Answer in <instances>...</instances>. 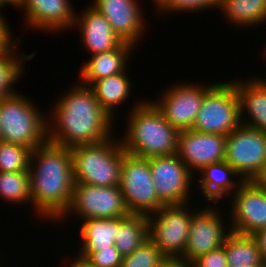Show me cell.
I'll return each mask as SVG.
<instances>
[{"label":"cell","mask_w":266,"mask_h":267,"mask_svg":"<svg viewBox=\"0 0 266 267\" xmlns=\"http://www.w3.org/2000/svg\"><path fill=\"white\" fill-rule=\"evenodd\" d=\"M122 255L115 245L92 252L87 259L96 267H120Z\"/></svg>","instance_id":"1f68e13d"},{"label":"cell","mask_w":266,"mask_h":267,"mask_svg":"<svg viewBox=\"0 0 266 267\" xmlns=\"http://www.w3.org/2000/svg\"><path fill=\"white\" fill-rule=\"evenodd\" d=\"M34 161L38 163L35 166ZM29 180L31 203L34 212L39 213L37 216L60 219L73 198L75 182L71 149L48 140L36 147L30 157Z\"/></svg>","instance_id":"7a4b0ae2"},{"label":"cell","mask_w":266,"mask_h":267,"mask_svg":"<svg viewBox=\"0 0 266 267\" xmlns=\"http://www.w3.org/2000/svg\"><path fill=\"white\" fill-rule=\"evenodd\" d=\"M18 93L0 98L1 141L34 150L48 140V117Z\"/></svg>","instance_id":"5b68a950"},{"label":"cell","mask_w":266,"mask_h":267,"mask_svg":"<svg viewBox=\"0 0 266 267\" xmlns=\"http://www.w3.org/2000/svg\"><path fill=\"white\" fill-rule=\"evenodd\" d=\"M260 250L263 263L266 265V228L256 231L251 235Z\"/></svg>","instance_id":"e575fe53"},{"label":"cell","mask_w":266,"mask_h":267,"mask_svg":"<svg viewBox=\"0 0 266 267\" xmlns=\"http://www.w3.org/2000/svg\"><path fill=\"white\" fill-rule=\"evenodd\" d=\"M75 212L80 220L110 219L127 216L128 212L119 186L74 184L73 198L66 213Z\"/></svg>","instance_id":"9c48e42d"},{"label":"cell","mask_w":266,"mask_h":267,"mask_svg":"<svg viewBox=\"0 0 266 267\" xmlns=\"http://www.w3.org/2000/svg\"><path fill=\"white\" fill-rule=\"evenodd\" d=\"M225 149V135L191 129L179 131L177 154L191 172H199L205 166L224 161Z\"/></svg>","instance_id":"9a60e30c"},{"label":"cell","mask_w":266,"mask_h":267,"mask_svg":"<svg viewBox=\"0 0 266 267\" xmlns=\"http://www.w3.org/2000/svg\"><path fill=\"white\" fill-rule=\"evenodd\" d=\"M73 177L75 184L119 186L122 157L125 150L121 140L73 146Z\"/></svg>","instance_id":"277c9868"},{"label":"cell","mask_w":266,"mask_h":267,"mask_svg":"<svg viewBox=\"0 0 266 267\" xmlns=\"http://www.w3.org/2000/svg\"><path fill=\"white\" fill-rule=\"evenodd\" d=\"M170 0H153L154 4L157 5L160 11Z\"/></svg>","instance_id":"f35d334b"},{"label":"cell","mask_w":266,"mask_h":267,"mask_svg":"<svg viewBox=\"0 0 266 267\" xmlns=\"http://www.w3.org/2000/svg\"><path fill=\"white\" fill-rule=\"evenodd\" d=\"M119 187L130 214L151 215L164 204L159 200L148 158L124 153Z\"/></svg>","instance_id":"52a82bcc"},{"label":"cell","mask_w":266,"mask_h":267,"mask_svg":"<svg viewBox=\"0 0 266 267\" xmlns=\"http://www.w3.org/2000/svg\"><path fill=\"white\" fill-rule=\"evenodd\" d=\"M220 9L227 20L238 27L266 21V0H221Z\"/></svg>","instance_id":"484cf974"},{"label":"cell","mask_w":266,"mask_h":267,"mask_svg":"<svg viewBox=\"0 0 266 267\" xmlns=\"http://www.w3.org/2000/svg\"><path fill=\"white\" fill-rule=\"evenodd\" d=\"M124 72L94 81L89 87L101 107L113 118V111L131 94V80ZM119 104V105H118Z\"/></svg>","instance_id":"603a6c76"},{"label":"cell","mask_w":266,"mask_h":267,"mask_svg":"<svg viewBox=\"0 0 266 267\" xmlns=\"http://www.w3.org/2000/svg\"><path fill=\"white\" fill-rule=\"evenodd\" d=\"M234 84L239 97L241 124L266 132V83L263 79L252 78L245 83L236 81ZM244 110L249 114L248 118L251 116L249 121L244 119Z\"/></svg>","instance_id":"d6986e66"},{"label":"cell","mask_w":266,"mask_h":267,"mask_svg":"<svg viewBox=\"0 0 266 267\" xmlns=\"http://www.w3.org/2000/svg\"><path fill=\"white\" fill-rule=\"evenodd\" d=\"M13 5V0H0V9L4 7L5 5ZM1 14V12H0Z\"/></svg>","instance_id":"ab89813d"},{"label":"cell","mask_w":266,"mask_h":267,"mask_svg":"<svg viewBox=\"0 0 266 267\" xmlns=\"http://www.w3.org/2000/svg\"><path fill=\"white\" fill-rule=\"evenodd\" d=\"M13 6L24 8L29 27L48 32L74 27L77 16L69 0H13Z\"/></svg>","instance_id":"e0dca14e"},{"label":"cell","mask_w":266,"mask_h":267,"mask_svg":"<svg viewBox=\"0 0 266 267\" xmlns=\"http://www.w3.org/2000/svg\"><path fill=\"white\" fill-rule=\"evenodd\" d=\"M212 86V84L205 87L194 83L189 85L178 83L168 88L161 100L151 102L178 131L190 130L196 120L203 97Z\"/></svg>","instance_id":"7c38bea8"},{"label":"cell","mask_w":266,"mask_h":267,"mask_svg":"<svg viewBox=\"0 0 266 267\" xmlns=\"http://www.w3.org/2000/svg\"><path fill=\"white\" fill-rule=\"evenodd\" d=\"M114 245L122 256L131 254L147 239L148 216L142 214H129L120 217V226L116 233Z\"/></svg>","instance_id":"d4e9b609"},{"label":"cell","mask_w":266,"mask_h":267,"mask_svg":"<svg viewBox=\"0 0 266 267\" xmlns=\"http://www.w3.org/2000/svg\"><path fill=\"white\" fill-rule=\"evenodd\" d=\"M133 47L136 46L124 42L117 49L96 53L88 62L84 61L79 74L84 82L83 85L90 86L94 81L124 72Z\"/></svg>","instance_id":"ffe728a7"},{"label":"cell","mask_w":266,"mask_h":267,"mask_svg":"<svg viewBox=\"0 0 266 267\" xmlns=\"http://www.w3.org/2000/svg\"><path fill=\"white\" fill-rule=\"evenodd\" d=\"M78 84L55 102L52 116L49 114L50 120L47 119L48 141L69 148L102 142L113 132L114 119L89 86Z\"/></svg>","instance_id":"6da1fadb"},{"label":"cell","mask_w":266,"mask_h":267,"mask_svg":"<svg viewBox=\"0 0 266 267\" xmlns=\"http://www.w3.org/2000/svg\"><path fill=\"white\" fill-rule=\"evenodd\" d=\"M149 164L158 198L164 205L189 203L194 175L177 153L149 158Z\"/></svg>","instance_id":"8fae6325"},{"label":"cell","mask_w":266,"mask_h":267,"mask_svg":"<svg viewBox=\"0 0 266 267\" xmlns=\"http://www.w3.org/2000/svg\"><path fill=\"white\" fill-rule=\"evenodd\" d=\"M14 50L13 48L10 52L0 54V98L17 93V91L13 90L11 87L13 84H16L21 74L23 76V70L25 69L22 66V62L26 59L29 60L33 58L36 54V52H33L29 56L21 54V56L18 55V57L15 56L17 52Z\"/></svg>","instance_id":"83f0119b"},{"label":"cell","mask_w":266,"mask_h":267,"mask_svg":"<svg viewBox=\"0 0 266 267\" xmlns=\"http://www.w3.org/2000/svg\"><path fill=\"white\" fill-rule=\"evenodd\" d=\"M207 207L199 212L196 210L192 215L186 248L182 256L191 263L207 252L222 246L231 232L230 228L227 230L223 225L218 209L214 206Z\"/></svg>","instance_id":"5bb4252c"},{"label":"cell","mask_w":266,"mask_h":267,"mask_svg":"<svg viewBox=\"0 0 266 267\" xmlns=\"http://www.w3.org/2000/svg\"><path fill=\"white\" fill-rule=\"evenodd\" d=\"M166 256L158 247L147 239L140 247L131 254L122 257L120 267H160Z\"/></svg>","instance_id":"f546056e"},{"label":"cell","mask_w":266,"mask_h":267,"mask_svg":"<svg viewBox=\"0 0 266 267\" xmlns=\"http://www.w3.org/2000/svg\"><path fill=\"white\" fill-rule=\"evenodd\" d=\"M80 229L79 255L87 258L92 252L114 245L120 226V217L110 219H84Z\"/></svg>","instance_id":"44dd1931"},{"label":"cell","mask_w":266,"mask_h":267,"mask_svg":"<svg viewBox=\"0 0 266 267\" xmlns=\"http://www.w3.org/2000/svg\"><path fill=\"white\" fill-rule=\"evenodd\" d=\"M192 264L182 257H166L160 267H191Z\"/></svg>","instance_id":"d590c367"},{"label":"cell","mask_w":266,"mask_h":267,"mask_svg":"<svg viewBox=\"0 0 266 267\" xmlns=\"http://www.w3.org/2000/svg\"><path fill=\"white\" fill-rule=\"evenodd\" d=\"M214 6L220 8L221 0H170L159 12H185L186 10V12L197 10L199 12V9L202 11V9L205 10V8H213Z\"/></svg>","instance_id":"4dcf8cb0"},{"label":"cell","mask_w":266,"mask_h":267,"mask_svg":"<svg viewBox=\"0 0 266 267\" xmlns=\"http://www.w3.org/2000/svg\"><path fill=\"white\" fill-rule=\"evenodd\" d=\"M223 246L228 267L266 266L257 243L251 235L230 232Z\"/></svg>","instance_id":"cb8c5ba5"},{"label":"cell","mask_w":266,"mask_h":267,"mask_svg":"<svg viewBox=\"0 0 266 267\" xmlns=\"http://www.w3.org/2000/svg\"><path fill=\"white\" fill-rule=\"evenodd\" d=\"M257 188L266 190V163L250 180Z\"/></svg>","instance_id":"8d00e7d4"},{"label":"cell","mask_w":266,"mask_h":267,"mask_svg":"<svg viewBox=\"0 0 266 267\" xmlns=\"http://www.w3.org/2000/svg\"><path fill=\"white\" fill-rule=\"evenodd\" d=\"M195 267H228L224 246L211 250L193 262Z\"/></svg>","instance_id":"d6a6232c"},{"label":"cell","mask_w":266,"mask_h":267,"mask_svg":"<svg viewBox=\"0 0 266 267\" xmlns=\"http://www.w3.org/2000/svg\"><path fill=\"white\" fill-rule=\"evenodd\" d=\"M230 219L231 232L252 235L266 228V190L257 188L251 181H243L233 192Z\"/></svg>","instance_id":"4fadbf2b"},{"label":"cell","mask_w":266,"mask_h":267,"mask_svg":"<svg viewBox=\"0 0 266 267\" xmlns=\"http://www.w3.org/2000/svg\"><path fill=\"white\" fill-rule=\"evenodd\" d=\"M0 196L7 202H31L29 171L0 172Z\"/></svg>","instance_id":"4316f807"},{"label":"cell","mask_w":266,"mask_h":267,"mask_svg":"<svg viewBox=\"0 0 266 267\" xmlns=\"http://www.w3.org/2000/svg\"><path fill=\"white\" fill-rule=\"evenodd\" d=\"M199 172L202 173L199 180L201 195L203 194L209 201H220L225 195L231 194L230 190L235 189L234 191H236L244 181L242 178L239 179L238 183L232 180L233 176L235 178V175L239 176V174L225 160L205 166ZM236 183L238 185L235 187Z\"/></svg>","instance_id":"7402d4cb"},{"label":"cell","mask_w":266,"mask_h":267,"mask_svg":"<svg viewBox=\"0 0 266 267\" xmlns=\"http://www.w3.org/2000/svg\"><path fill=\"white\" fill-rule=\"evenodd\" d=\"M9 29L4 17L0 14V54L10 52L17 45L16 41H13L12 33ZM12 42H15V45Z\"/></svg>","instance_id":"836d02e7"},{"label":"cell","mask_w":266,"mask_h":267,"mask_svg":"<svg viewBox=\"0 0 266 267\" xmlns=\"http://www.w3.org/2000/svg\"><path fill=\"white\" fill-rule=\"evenodd\" d=\"M212 84L191 130L227 136L241 124L237 89L232 81Z\"/></svg>","instance_id":"8992f818"},{"label":"cell","mask_w":266,"mask_h":267,"mask_svg":"<svg viewBox=\"0 0 266 267\" xmlns=\"http://www.w3.org/2000/svg\"><path fill=\"white\" fill-rule=\"evenodd\" d=\"M89 6L74 20V26H79L84 48L91 55L119 48L124 42L114 33L108 20Z\"/></svg>","instance_id":"ac0fdd59"},{"label":"cell","mask_w":266,"mask_h":267,"mask_svg":"<svg viewBox=\"0 0 266 267\" xmlns=\"http://www.w3.org/2000/svg\"><path fill=\"white\" fill-rule=\"evenodd\" d=\"M31 153L29 147L0 141V172L29 171Z\"/></svg>","instance_id":"f1b7e54d"},{"label":"cell","mask_w":266,"mask_h":267,"mask_svg":"<svg viewBox=\"0 0 266 267\" xmlns=\"http://www.w3.org/2000/svg\"><path fill=\"white\" fill-rule=\"evenodd\" d=\"M91 6L110 23L114 33L135 46L144 33V17L137 0H94Z\"/></svg>","instance_id":"2e32d148"},{"label":"cell","mask_w":266,"mask_h":267,"mask_svg":"<svg viewBox=\"0 0 266 267\" xmlns=\"http://www.w3.org/2000/svg\"><path fill=\"white\" fill-rule=\"evenodd\" d=\"M75 258L73 262H71L70 267H96L94 266L87 258H84L80 255Z\"/></svg>","instance_id":"74e56055"},{"label":"cell","mask_w":266,"mask_h":267,"mask_svg":"<svg viewBox=\"0 0 266 267\" xmlns=\"http://www.w3.org/2000/svg\"><path fill=\"white\" fill-rule=\"evenodd\" d=\"M136 105L129 114L127 132L121 140L125 152L148 159L177 153L179 131L150 100Z\"/></svg>","instance_id":"3957f363"},{"label":"cell","mask_w":266,"mask_h":267,"mask_svg":"<svg viewBox=\"0 0 266 267\" xmlns=\"http://www.w3.org/2000/svg\"><path fill=\"white\" fill-rule=\"evenodd\" d=\"M188 209V203L164 205L148 215L149 239L166 257H182L184 254L195 213Z\"/></svg>","instance_id":"ba28073f"},{"label":"cell","mask_w":266,"mask_h":267,"mask_svg":"<svg viewBox=\"0 0 266 267\" xmlns=\"http://www.w3.org/2000/svg\"><path fill=\"white\" fill-rule=\"evenodd\" d=\"M224 160L250 181L266 163V132L240 124L226 136Z\"/></svg>","instance_id":"30bf717a"}]
</instances>
